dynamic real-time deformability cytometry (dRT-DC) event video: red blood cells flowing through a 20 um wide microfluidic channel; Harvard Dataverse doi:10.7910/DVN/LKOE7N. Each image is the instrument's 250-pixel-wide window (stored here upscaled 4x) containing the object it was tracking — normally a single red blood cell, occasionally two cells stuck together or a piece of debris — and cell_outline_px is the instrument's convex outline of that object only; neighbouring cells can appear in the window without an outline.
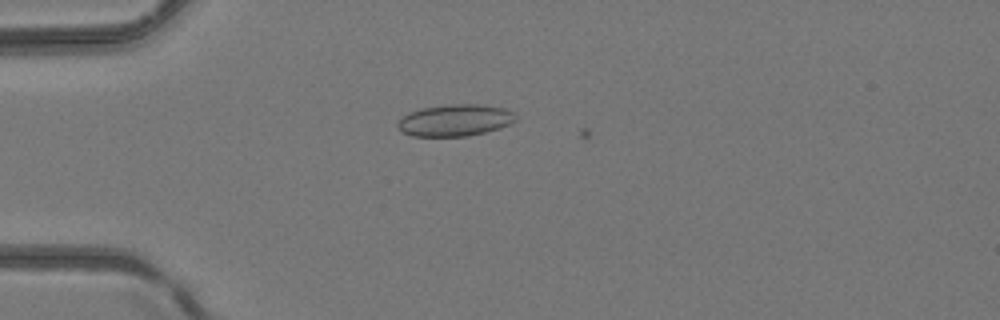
{"species": "common noctule bat (a hibernating species)", "species_latin": "Nyctalus noctula", "temperature_condition": "room temperature", "stored_images_in_passage": 4, "camera_frame_rate_fps": 3000, "um_per_image_px": 0.085, "animal": {"sex": "female", "body_mass_g": 24.6, "forearm_length_mm": 56.2}, "frame": {"image": 1, "passage_image": 3, "time_ms": 0.667, "image_size_px": [1000, 320], "cell_outline_px": [[516, 120], [500, 128], [468, 136], [412, 136], [400, 132], [396, 124], [408, 112], [424, 108], [452, 104], [480, 104], [504, 108], [512, 112], [516, 116]], "centroid_in_image_um": [38.66, 10.23], "position_along_channel_um": 46.3, "area_um2": 21.73}}